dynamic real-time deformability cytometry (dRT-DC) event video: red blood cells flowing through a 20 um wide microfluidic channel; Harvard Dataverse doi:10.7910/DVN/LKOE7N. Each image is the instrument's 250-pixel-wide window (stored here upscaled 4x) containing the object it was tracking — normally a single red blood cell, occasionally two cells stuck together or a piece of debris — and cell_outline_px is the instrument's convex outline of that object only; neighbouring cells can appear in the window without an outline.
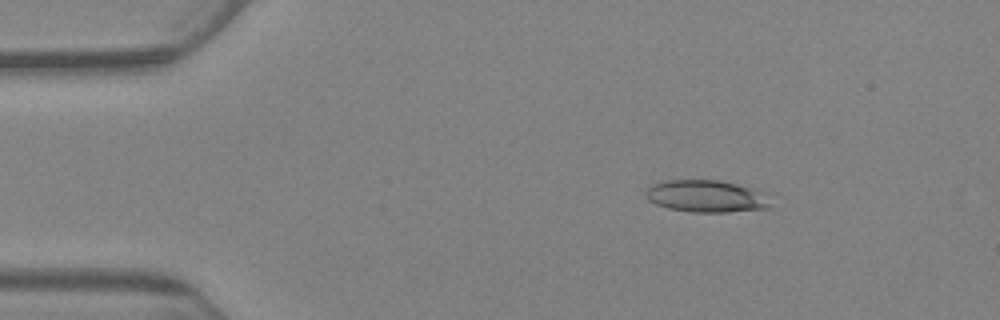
{"species": "Egyptian fruit bat (a non-hibernating species)", "species_latin": "Rousettus aegyptiacus", "temperature_condition": "warm", "stored_images_in_passage": 6, "camera_frame_rate_fps": 3000, "um_per_image_px": 0.085, "animal": {"sex": "female"}, "frame": {"image": 1, "passage_image": 1, "time_ms": 0.0, "image_size_px": [1000, 320], "cell_outline_px": [[768, 208], [728, 212], [692, 212], [668, 208], [656, 204], [648, 200], [644, 192], [652, 184], [664, 180], [720, 180], [752, 188], [768, 196]], "centroid_in_image_um": [59.98, 16.67], "position_along_channel_um": 25.0, "area_um2": 23.24}}
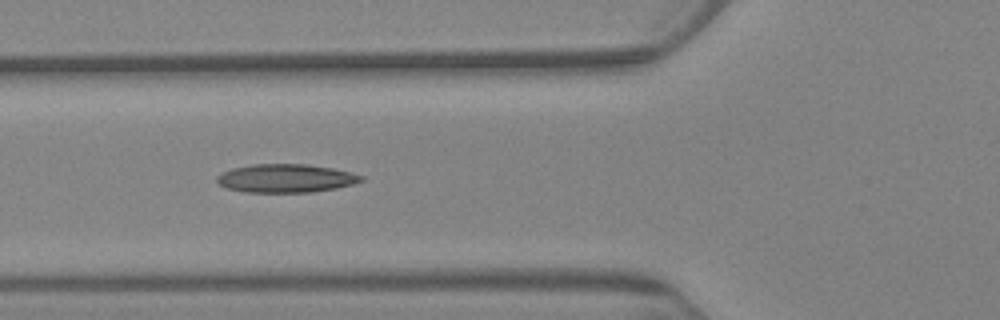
{"frame": {"image": 2, "passage_image": 5, "time_ms": 4.667, "image_size_px": [1000, 320], "cell_outline_px": [[364, 180], [352, 184], [336, 188], [312, 192], [244, 192], [228, 188], [220, 184], [216, 180], [216, 176], [220, 172], [232, 168], [252, 164], [304, 164], [332, 168], [364, 176]], "centroid_in_image_um": [24.26, 15.15], "position_along_channel_um": 101.5, "area_um2": 23.81}}
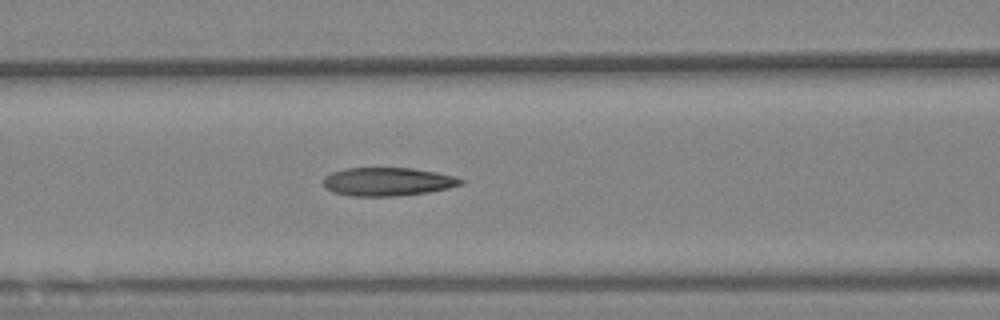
{"frame": {"image": 3, "passage_image": 6, "time_ms": 5.667, "image_size_px": [1000, 320], "cell_outline_px": [[464, 184], [448, 188], [428, 192], [400, 196], [352, 196], [332, 192], [324, 188], [324, 176], [332, 172], [344, 168], [412, 168], [436, 172], [456, 176], [464, 180]], "centroid_in_image_um": [32.95, 15.44], "position_along_channel_um": 133.6, "area_um2": 22.95}}